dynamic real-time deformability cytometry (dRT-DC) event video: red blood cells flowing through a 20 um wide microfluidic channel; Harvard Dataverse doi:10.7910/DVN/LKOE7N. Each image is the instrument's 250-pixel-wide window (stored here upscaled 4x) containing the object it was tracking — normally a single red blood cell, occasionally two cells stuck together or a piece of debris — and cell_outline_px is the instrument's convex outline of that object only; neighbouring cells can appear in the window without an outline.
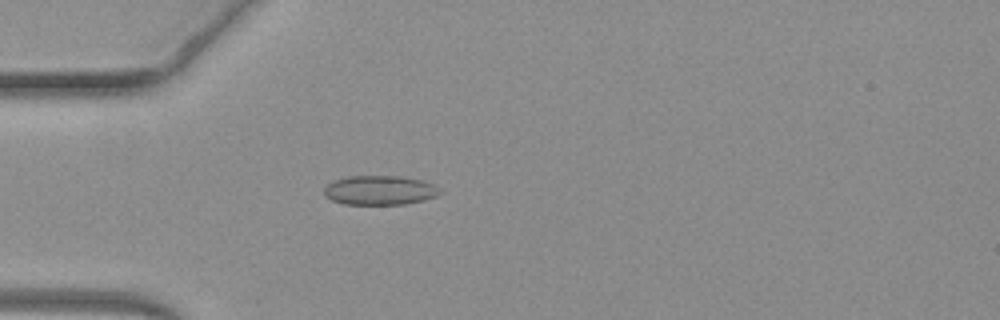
{"species": "common noctule bat (a hibernating species)", "species_latin": "Nyctalus noctula", "temperature_condition": "warm", "stored_images_in_passage": 37, "camera_frame_rate_fps": 3000, "um_per_image_px": 0.085, "animal": {"sex": "female", "body_mass_g": 19.3, "forearm_length_mm": 54.1}, "frame": {"image": 1, "passage_image": 1, "time_ms": 0.0, "image_size_px": [1000, 320], "cell_outline_px": [[444, 192], [436, 196], [424, 200], [404, 204], [344, 204], [332, 200], [324, 196], [324, 188], [328, 184], [336, 180], [348, 176], [400, 176], [420, 180], [432, 184], [440, 188]], "centroid_in_image_um": [32.29, 16.17], "position_along_channel_um": 52.7, "area_um2": 19.77}}
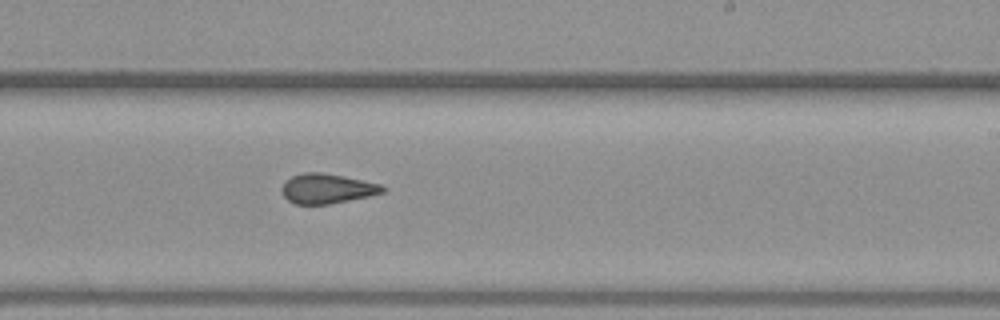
{"frame": {"image": 2, "passage_image": 17, "time_ms": 5.333, "image_size_px": [1000, 320], "cell_outline_px": [[388, 188], [384, 192], [368, 196], [328, 204], [296, 204], [288, 200], [284, 196], [284, 184], [292, 176], [304, 172], [320, 172], [344, 176], [384, 184]], "centroid_in_image_um": [27.88, 16.02], "position_along_channel_um": 261.1, "area_um2": 17.34}}
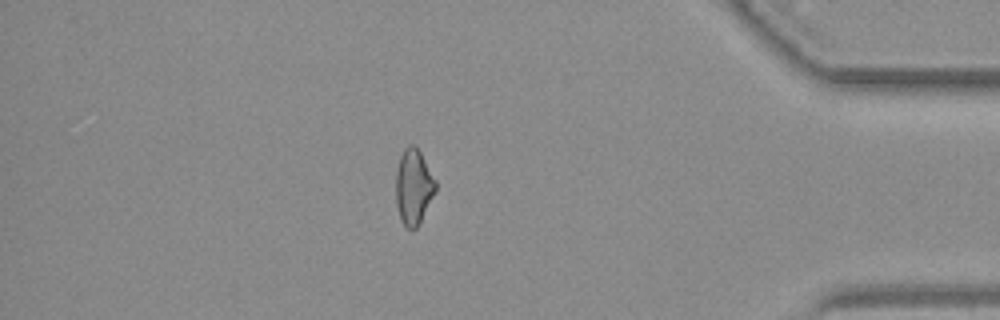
{"frame": {"image": 3, "passage_image": 30, "time_ms": 9.667, "image_size_px": [1000, 320], "cell_outline_px": [[436, 192], [416, 228], [412, 232], [400, 220], [396, 204], [396, 172], [400, 156], [404, 148], [408, 144], [416, 144], [436, 180]], "centroid_in_image_um": [35.15, 15.86], "position_along_channel_um": 400.1, "area_um2": 17.63}, "authors_computed_cell_mechanics": {"area_um2": 17.6868, "velocity_mm_per_s": 4.0724, "shape_relaxation_time_tau1_ms": null, "shape_relaxation_time_tau2_ms": 1.6992, "deformation_change_tau1": null, "deformation_change_tau2": 0.0494}}